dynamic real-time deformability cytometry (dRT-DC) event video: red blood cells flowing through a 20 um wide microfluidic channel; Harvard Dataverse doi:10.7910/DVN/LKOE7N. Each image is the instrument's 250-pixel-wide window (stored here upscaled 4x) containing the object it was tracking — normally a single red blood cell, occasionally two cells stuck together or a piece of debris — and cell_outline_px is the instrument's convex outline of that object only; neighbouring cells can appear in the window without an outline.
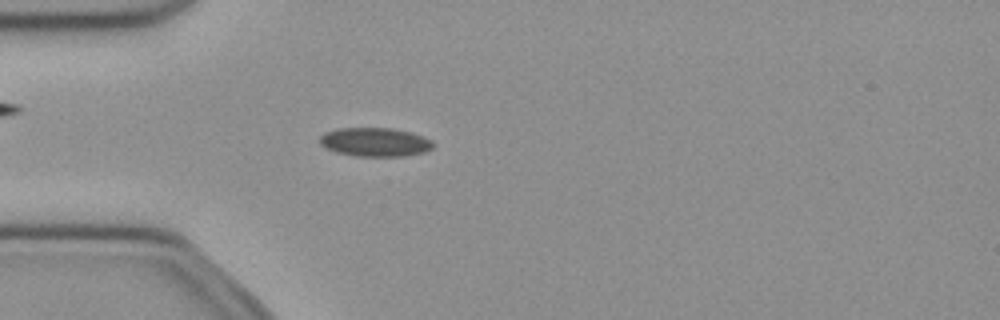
{"species": "common noctule bat (a hibernating species)", "species_latin": "Nyctalus noctula", "temperature_condition": "cold", "stored_images_in_passage": 52, "camera_frame_rate_fps": 3000, "um_per_image_px": 0.085, "animal": {"sex": "female", "body_mass_g": 21.9}, "frame": {"image": 1, "passage_image": 15, "time_ms": 4.667, "image_size_px": [1000, 320], "cell_outline_px": [[436, 144], [432, 148], [424, 152], [404, 156], [356, 156], [336, 152], [320, 144], [320, 136], [324, 132], [336, 128], [392, 128], [412, 132], [424, 136], [432, 140]], "centroid_in_image_um": [31.91, 12.06], "position_along_channel_um": 53.1, "area_um2": 19.19}}
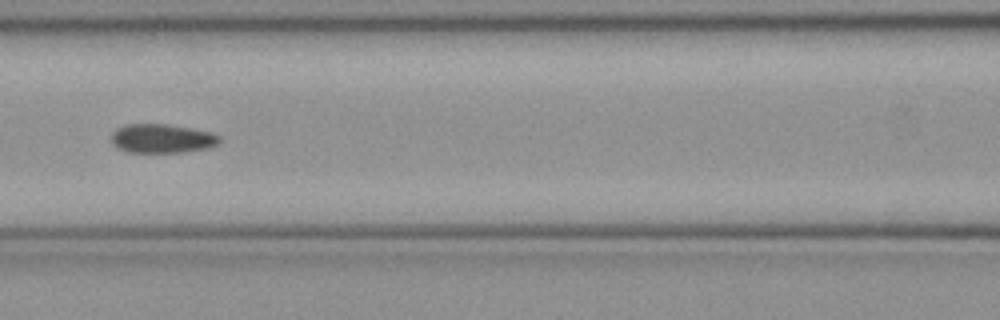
{"frame": {"image": 2, "passage_image": 23, "time_ms": 7.333, "image_size_px": [1000, 320], "cell_outline_px": [[224, 140], [220, 144], [208, 148], [184, 152], [128, 152], [116, 148], [112, 144], [112, 132], [116, 128], [124, 124], [164, 124], [192, 128], [212, 132], [220, 136]], "centroid_in_image_um": [13.8, 11.77], "position_along_channel_um": 152.8, "area_um2": 18.61}}
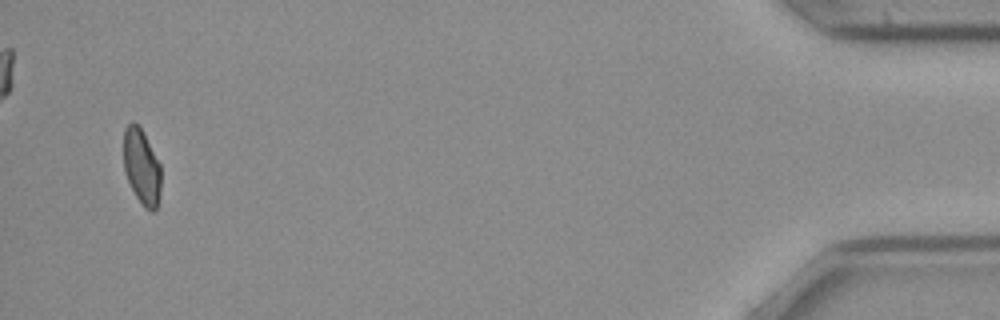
{"frame": {"image": 3, "passage_image": 50, "time_ms": 16.333, "image_size_px": [1000, 320], "cell_outline_px": [[160, 196], [156, 212], [152, 212], [144, 208], [140, 204], [128, 180], [124, 168], [124, 128], [132, 120], [140, 128], [160, 164]], "centroid_in_image_um": [12.04, 14.24], "position_along_channel_um": 423.2, "area_um2": 16.36}, "authors_computed_cell_mechanics": {"area_um2": 18.4671, "velocity_mm_per_s": 3.9782, "shape_relaxation_time_tau1_ms": 6.0034, "shape_relaxation_time_tau2_ms": 2.6851, "deformation_change_tau1": 0.1326, "deformation_change_tau2": 0.0873}}